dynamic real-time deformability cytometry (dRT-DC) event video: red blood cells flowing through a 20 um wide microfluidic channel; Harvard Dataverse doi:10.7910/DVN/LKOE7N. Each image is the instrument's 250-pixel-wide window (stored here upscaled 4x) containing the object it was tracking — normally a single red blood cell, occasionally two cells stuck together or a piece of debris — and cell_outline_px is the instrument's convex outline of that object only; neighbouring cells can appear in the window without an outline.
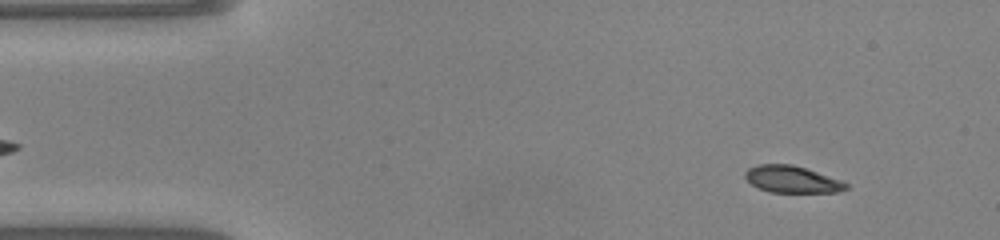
{"species": "common noctule bat (a hibernating species)", "species_latin": "Nyctalus noctula", "temperature_condition": "warm", "stored_images_in_passage": 48, "camera_frame_rate_fps": 3000, "um_per_image_px": 0.085, "animal": {"sex": "male", "body_mass_g": 20.0, "forearm_length_mm": 53.3}, "frame": {"image": 1, "passage_image": 4, "time_ms": 1.0, "image_size_px": [1000, 240], "cell_outline_px": [[848, 188], [836, 192], [768, 192], [752, 184], [744, 176], [744, 172], [748, 168], [756, 164], [792, 164], [840, 180], [848, 184]], "centroid_in_image_um": [67.28, 15.24], "position_along_channel_um": 17.7, "area_um2": 15.61}}
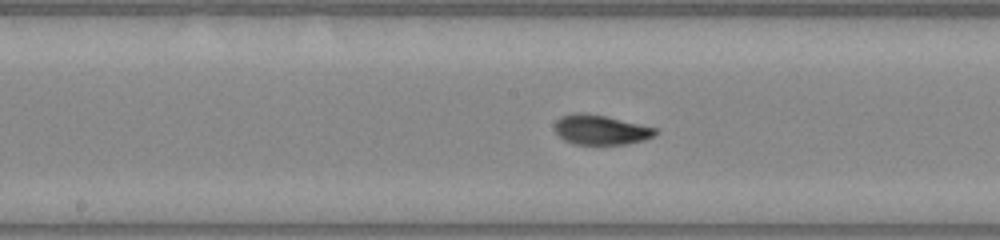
{"frame": {"image": 2, "passage_image": 23, "time_ms": 7.333, "image_size_px": [1000, 240], "cell_outline_px": [[656, 132], [652, 136], [644, 140], [628, 144], [572, 144], [564, 140], [556, 132], [556, 120], [560, 116], [572, 112], [584, 112], [604, 116], [656, 128]], "centroid_in_image_um": [51.01, 11.03], "position_along_channel_um": 197.2, "area_um2": 17.28}}
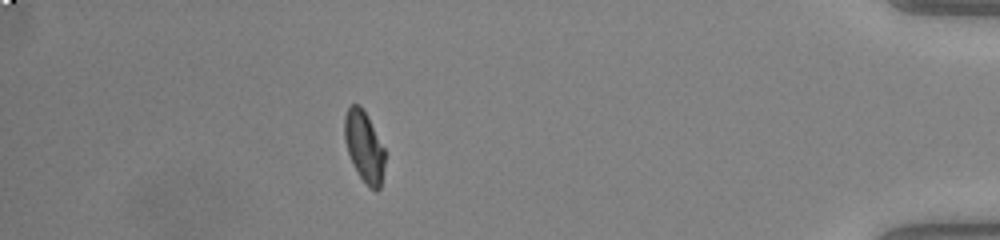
{"frame": {"image": 3, "passage_image": 42, "time_ms": 13.667, "image_size_px": [1000, 240], "cell_outline_px": [[384, 164], [380, 188], [376, 192], [360, 176], [348, 152], [344, 140], [344, 116], [348, 108], [352, 104], [360, 104], [384, 148]], "centroid_in_image_um": [30.94, 12.43], "position_along_channel_um": 404.3, "area_um2": 16.13}, "authors_computed_cell_mechanics": {"area_um2": 17.1088, "velocity_mm_per_s": 4.1297, "shape_relaxation_time_tau1_ms": 2.988, "shape_relaxation_time_tau2_ms": 0.8458, "deformation_change_tau1": 0.1603, "deformation_change_tau2": 0.0425}}